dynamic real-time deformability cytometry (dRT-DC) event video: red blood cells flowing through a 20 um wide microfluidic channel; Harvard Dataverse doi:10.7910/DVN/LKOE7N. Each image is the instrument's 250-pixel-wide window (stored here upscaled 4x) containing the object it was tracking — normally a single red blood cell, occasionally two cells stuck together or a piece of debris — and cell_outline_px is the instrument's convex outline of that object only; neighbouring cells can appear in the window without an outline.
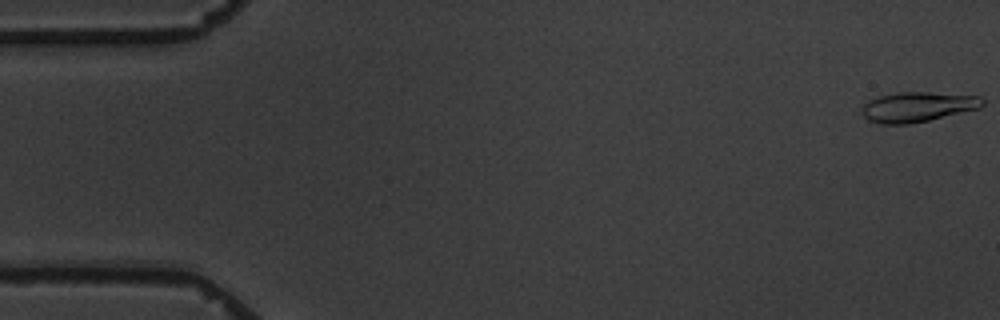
{"species": "common noctule bat (a hibernating species)", "species_latin": "Nyctalus noctula", "temperature_condition": "warm", "stored_images_in_passage": 7, "camera_frame_rate_fps": 3000, "um_per_image_px": 0.085, "animal": {"sex": "male", "body_mass_g": 19.5, "forearm_length_mm": 54.6}, "frame": {"image": 1, "passage_image": 1, "time_ms": 0.0, "image_size_px": [1000, 320], "cell_outline_px": [[984, 104], [980, 108], [928, 120], [908, 124], [880, 124], [868, 120], [860, 112], [864, 104], [868, 100], [880, 96], [900, 92], [928, 92], [980, 96], [984, 100]], "centroid_in_image_um": [77.98, 9.08], "position_along_channel_um": 7.0, "area_um2": 20.98}}
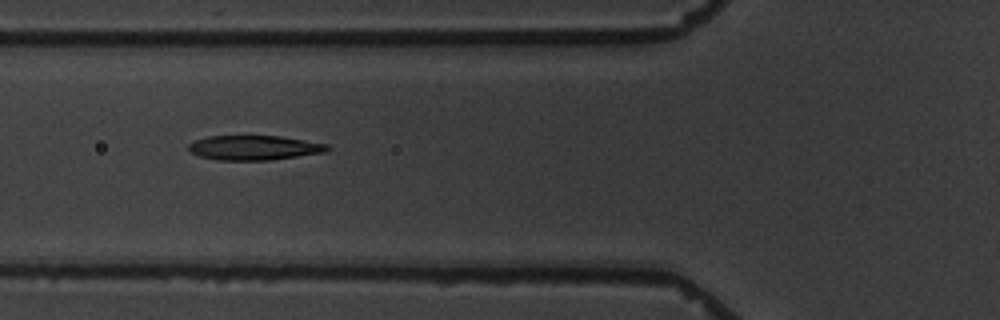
{"frame": {"image": 2, "passage_image": 6, "time_ms": 6.667, "image_size_px": [1000, 320], "cell_outline_px": [[332, 148], [324, 152], [268, 160], [216, 160], [200, 156], [192, 152], [188, 148], [188, 144], [196, 140], [208, 136], [280, 136], [328, 144]], "centroid_in_image_um": [21.6, 12.55], "position_along_channel_um": 104.2, "area_um2": 19.71}}
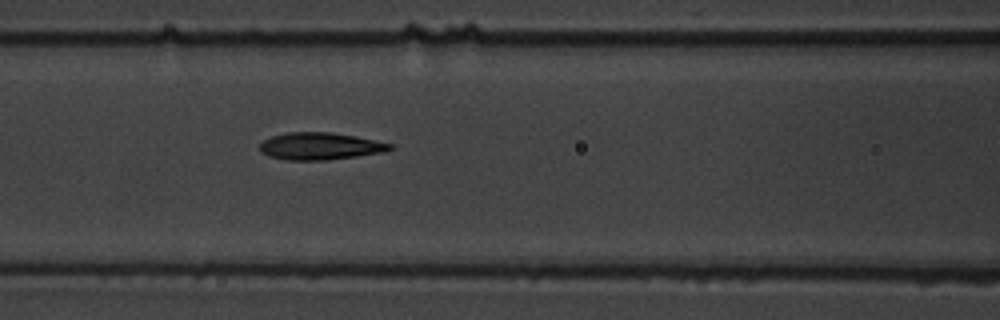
{"frame": {"image": 3, "passage_image": 7, "time_ms": 7.667, "image_size_px": [1000, 320], "cell_outline_px": [[392, 148], [384, 152], [328, 160], [288, 160], [268, 156], [260, 152], [260, 144], [264, 140], [272, 136], [288, 132], [332, 132], [356, 136], [392, 144]], "centroid_in_image_um": [27.19, 12.42], "position_along_channel_um": 139.4, "area_um2": 20.58}}